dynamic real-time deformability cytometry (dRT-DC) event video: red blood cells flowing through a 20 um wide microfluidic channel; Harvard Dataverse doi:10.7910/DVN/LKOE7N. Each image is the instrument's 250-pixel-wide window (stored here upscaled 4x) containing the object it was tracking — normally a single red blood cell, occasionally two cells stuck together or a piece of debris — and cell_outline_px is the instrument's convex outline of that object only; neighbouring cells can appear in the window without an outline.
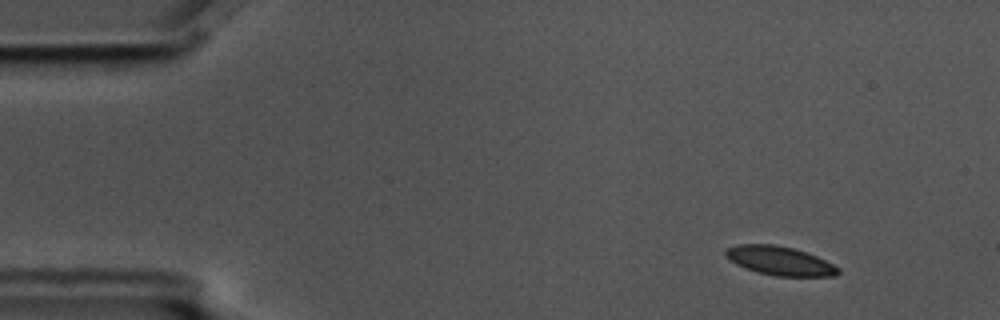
{"species": "common noctule bat (a hibernating species)", "species_latin": "Nyctalus noctula", "temperature_condition": "cold", "stored_images_in_passage": 3, "camera_frame_rate_fps": 3000, "um_per_image_px": 0.085, "animal": {"sex": "male", "body_mass_g": 17.5, "forearm_length_mm": 52.3}, "frame": {"image": 1, "passage_image": 1, "time_ms": 0.0, "image_size_px": [1000, 320], "cell_outline_px": [[840, 272], [836, 276], [776, 276], [756, 272], [744, 268], [736, 264], [724, 256], [724, 252], [728, 248], [740, 244], [776, 244], [792, 248], [816, 256], [840, 268]], "centroid_in_image_um": [66.26, 22.17], "position_along_channel_um": 18.7, "area_um2": 18.9}}